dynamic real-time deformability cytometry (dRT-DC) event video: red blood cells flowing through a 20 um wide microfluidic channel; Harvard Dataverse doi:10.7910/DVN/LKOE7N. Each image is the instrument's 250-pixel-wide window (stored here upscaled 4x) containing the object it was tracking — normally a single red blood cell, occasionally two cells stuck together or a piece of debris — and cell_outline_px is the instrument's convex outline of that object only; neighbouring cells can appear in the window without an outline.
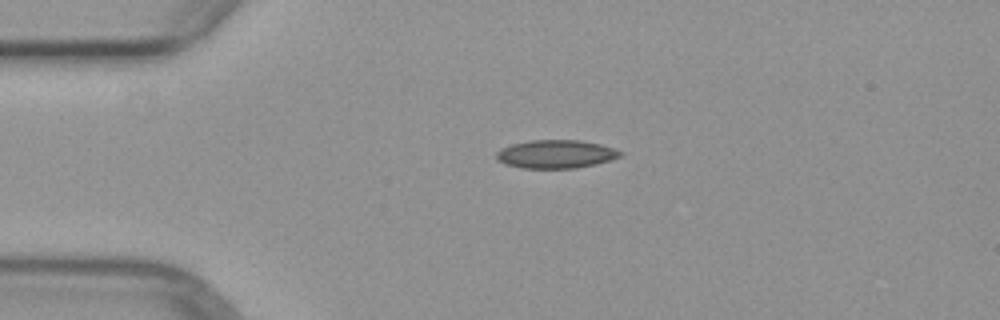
{"species": "common noctule bat (a hibernating species)", "species_latin": "Nyctalus noctula", "temperature_condition": "warm", "stored_images_in_passage": 2, "camera_frame_rate_fps": 3000, "um_per_image_px": 0.085, "animal": {"sex": "female", "body_mass_g": 29.2, "forearm_length_mm": 56.3}, "frame": {"image": 1, "passage_image": 1, "time_ms": 0.0, "image_size_px": [1000, 320], "cell_outline_px": [[624, 156], [612, 160], [596, 164], [576, 168], [520, 168], [504, 164], [496, 160], [496, 152], [500, 148], [512, 144], [532, 140], [580, 140], [600, 144], [624, 152]], "centroid_in_image_um": [47.26, 13.1], "position_along_channel_um": 37.7, "area_um2": 20.69}}
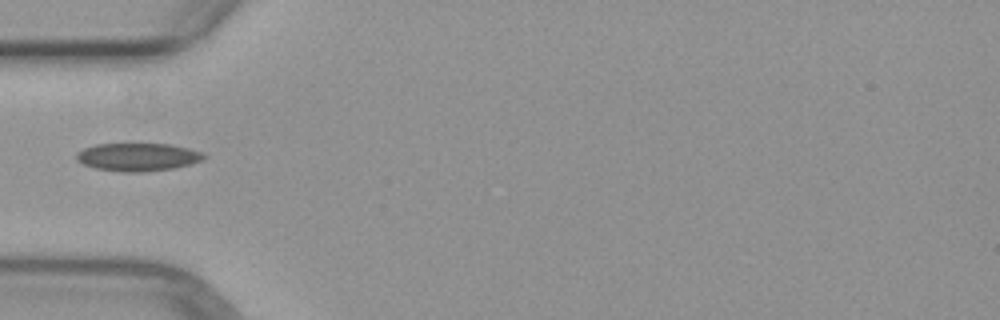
{"frame": {"image": 2, "passage_image": 2, "time_ms": 1.667, "image_size_px": [1000, 320], "cell_outline_px": [[208, 156], [204, 160], [192, 164], [172, 168], [144, 172], [124, 172], [96, 168], [84, 164], [76, 160], [76, 152], [84, 148], [96, 144], [168, 144], [188, 148], [200, 152]], "centroid_in_image_um": [11.72, 13.35], "position_along_channel_um": 73.3, "area_um2": 20.75}}